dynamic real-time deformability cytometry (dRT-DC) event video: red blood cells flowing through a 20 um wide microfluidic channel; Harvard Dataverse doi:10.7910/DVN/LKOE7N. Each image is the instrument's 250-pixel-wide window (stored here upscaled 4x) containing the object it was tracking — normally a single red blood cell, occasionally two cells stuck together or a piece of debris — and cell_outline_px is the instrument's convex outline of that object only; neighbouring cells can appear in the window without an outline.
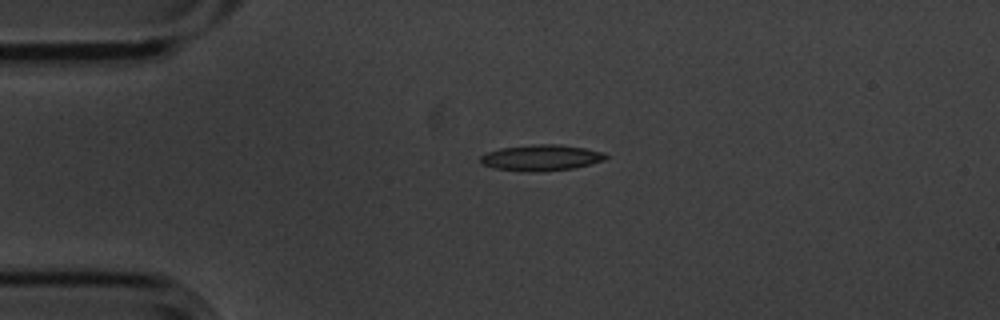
{"species": "common noctule bat (a hibernating species)", "species_latin": "Nyctalus noctula", "temperature_condition": "cold", "stored_images_in_passage": 3, "camera_frame_rate_fps": 3000, "um_per_image_px": 0.085, "animal": {"sex": "male", "body_mass_g": 20.1, "forearm_length_mm": 53.5}, "frame": {"image": 1, "passage_image": 1, "time_ms": 0.0, "image_size_px": [1000, 320], "cell_outline_px": [[608, 156], [604, 160], [572, 168], [536, 172], [496, 168], [480, 164], [480, 156], [488, 152], [500, 148], [536, 144], [556, 144], [584, 148], [604, 152]], "centroid_in_image_um": [45.98, 13.4], "position_along_channel_um": 39.0, "area_um2": 18.67}}
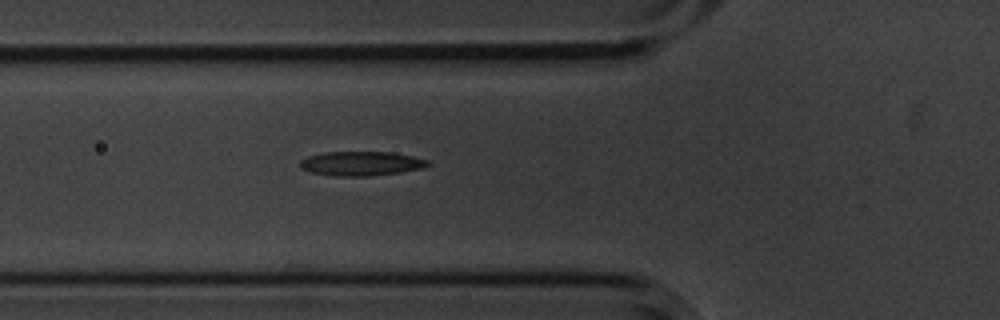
{"frame": {"image": 2, "passage_image": 3, "time_ms": 0.667, "image_size_px": [1000, 320], "cell_outline_px": [[432, 164], [420, 168], [400, 172], [368, 176], [336, 176], [308, 172], [300, 168], [300, 160], [308, 156], [324, 152], [392, 152], [412, 156], [428, 160]], "centroid_in_image_um": [30.66, 13.9], "position_along_channel_um": 95.1, "area_um2": 18.09}}